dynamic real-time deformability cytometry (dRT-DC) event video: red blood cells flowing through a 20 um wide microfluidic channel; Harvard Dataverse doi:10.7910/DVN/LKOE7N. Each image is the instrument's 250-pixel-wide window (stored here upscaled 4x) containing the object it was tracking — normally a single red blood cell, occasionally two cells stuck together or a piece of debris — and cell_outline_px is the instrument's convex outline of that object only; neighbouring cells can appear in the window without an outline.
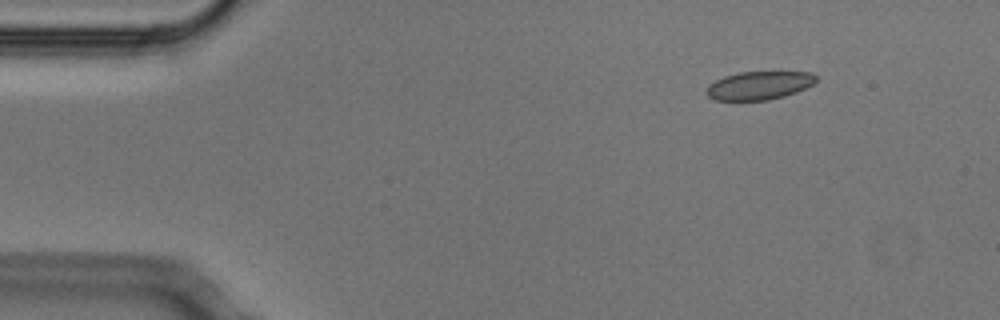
{"species": "Egyptian fruit bat (a non-hibernating species)", "species_latin": "Rousettus aegyptiacus", "temperature_condition": "cold", "stored_images_in_passage": 6, "camera_frame_rate_fps": 3000, "um_per_image_px": 0.085, "animal": {"sex": "male"}, "frame": {"image": 1, "passage_image": 2, "time_ms": 0.333, "image_size_px": [1000, 320], "cell_outline_px": [[816, 80], [812, 84], [796, 92], [784, 96], [768, 100], [716, 100], [708, 96], [704, 92], [708, 84], [724, 76], [740, 72], [812, 72], [816, 76]], "centroid_in_image_um": [64.48, 7.26], "position_along_channel_um": 20.5, "area_um2": 18.03}}
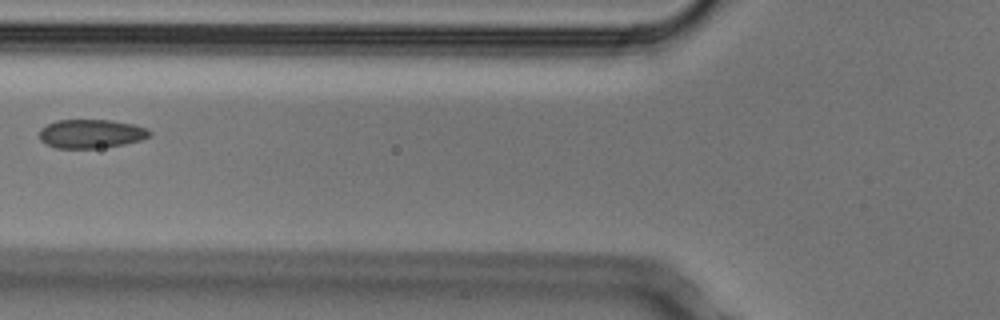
{"frame": {"image": 2, "passage_image": 5, "time_ms": 1.333, "image_size_px": [1000, 320], "cell_outline_px": [[152, 136], [140, 140], [124, 144], [100, 148], [56, 148], [44, 144], [40, 140], [40, 128], [56, 120], [112, 120], [132, 124], [148, 128], [152, 132]], "centroid_in_image_um": [7.75, 11.37], "position_along_channel_um": 118.1, "area_um2": 18.67}}
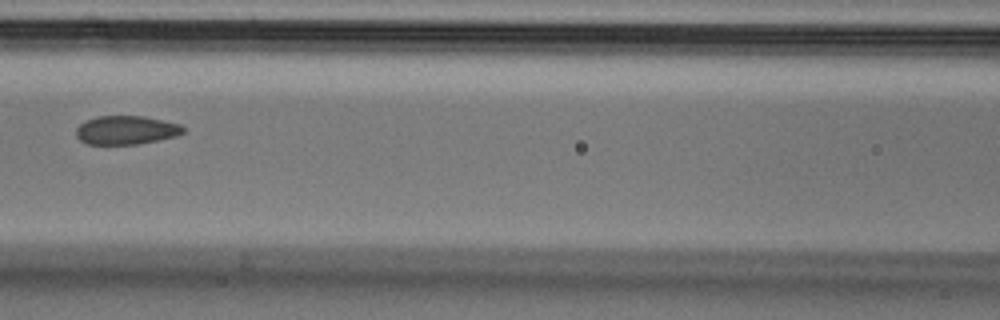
{"frame": {"image": 3, "passage_image": 6, "time_ms": 1.667, "image_size_px": [1000, 320], "cell_outline_px": [[184, 132], [176, 136], [136, 144], [84, 144], [76, 136], [76, 128], [84, 120], [96, 116], [144, 116], [180, 124], [184, 128]], "centroid_in_image_um": [10.68, 11.05], "position_along_channel_um": 155.9, "area_um2": 17.92}}